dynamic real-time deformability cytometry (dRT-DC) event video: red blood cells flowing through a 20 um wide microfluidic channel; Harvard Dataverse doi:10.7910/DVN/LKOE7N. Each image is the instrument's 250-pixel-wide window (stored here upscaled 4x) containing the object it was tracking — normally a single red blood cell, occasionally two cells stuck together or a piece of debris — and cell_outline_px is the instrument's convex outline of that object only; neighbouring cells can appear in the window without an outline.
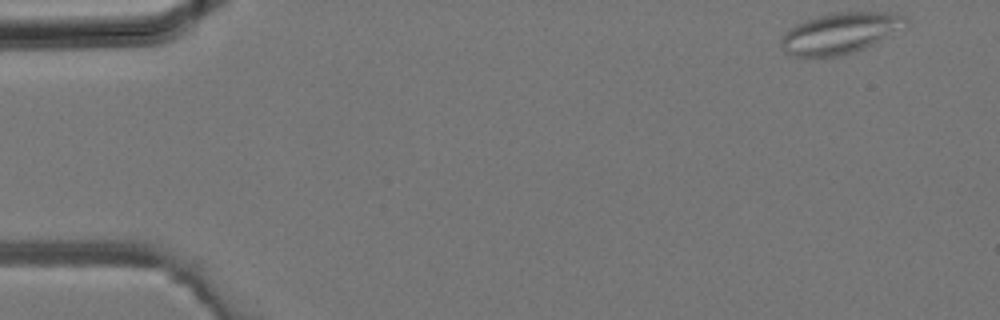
{"species": "common noctule bat (a hibernating species)", "species_latin": "Nyctalus noctula", "temperature_condition": "room temperature", "stored_images_in_passage": 35, "camera_frame_rate_fps": 3000, "um_per_image_px": 0.085, "animal": {"sex": "male", "body_mass_g": 19.2, "forearm_length_mm": 51.8}, "frame": {"image": 1, "passage_image": 1, "time_ms": 0.0, "image_size_px": [1000, 320], "cell_outline_px": [[908, 24], [888, 36], [864, 48], [852, 52], [836, 56], [792, 56], [780, 44], [780, 40], [784, 32], [796, 24], [804, 20], [832, 12], [892, 12], [904, 16], [908, 20]], "centroid_in_image_um": [71.4, 2.79], "position_along_channel_um": 13.6, "area_um2": 29.42}}
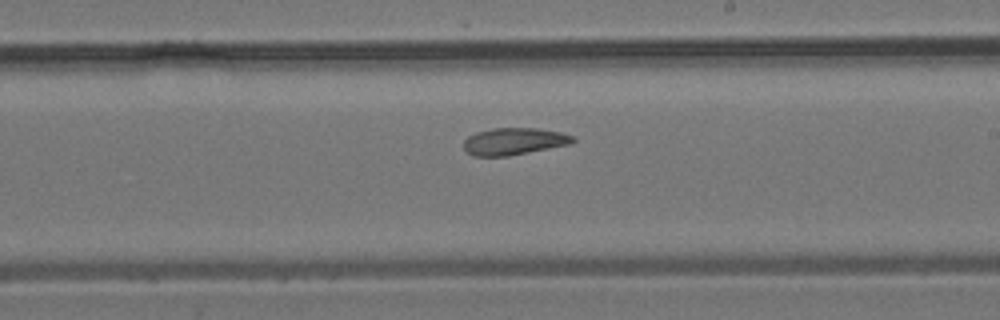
{"frame": {"image": 2, "passage_image": 20, "time_ms": 6.333, "image_size_px": [1000, 320], "cell_outline_px": [[576, 140], [572, 144], [508, 156], [472, 156], [464, 148], [464, 140], [468, 136], [476, 132], [492, 128], [536, 128], [560, 132], [572, 136]], "centroid_in_image_um": [43.69, 12.01], "position_along_channel_um": 245.3, "area_um2": 17.22}}
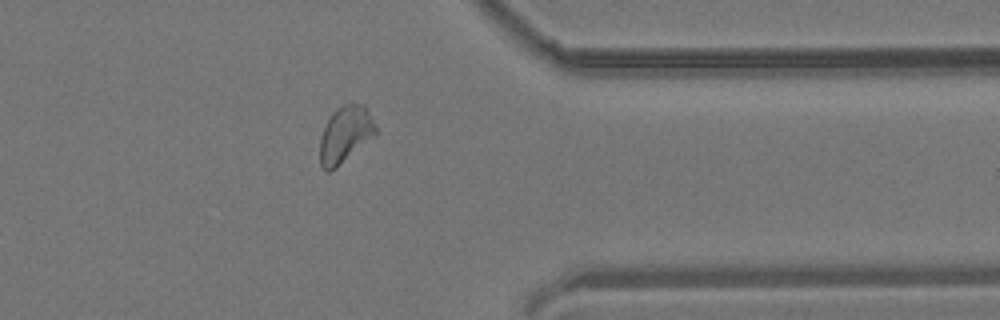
{"frame": {"image": 3, "passage_image": 28, "time_ms": 9.0, "image_size_px": [1000, 320], "cell_outline_px": [[376, 132], [336, 168], [328, 172], [320, 164], [320, 136], [332, 112], [336, 108], [352, 100], [364, 104], [376, 128]], "centroid_in_image_um": [29.31, 11.37], "position_along_channel_um": 382.1, "area_um2": 18.03}}